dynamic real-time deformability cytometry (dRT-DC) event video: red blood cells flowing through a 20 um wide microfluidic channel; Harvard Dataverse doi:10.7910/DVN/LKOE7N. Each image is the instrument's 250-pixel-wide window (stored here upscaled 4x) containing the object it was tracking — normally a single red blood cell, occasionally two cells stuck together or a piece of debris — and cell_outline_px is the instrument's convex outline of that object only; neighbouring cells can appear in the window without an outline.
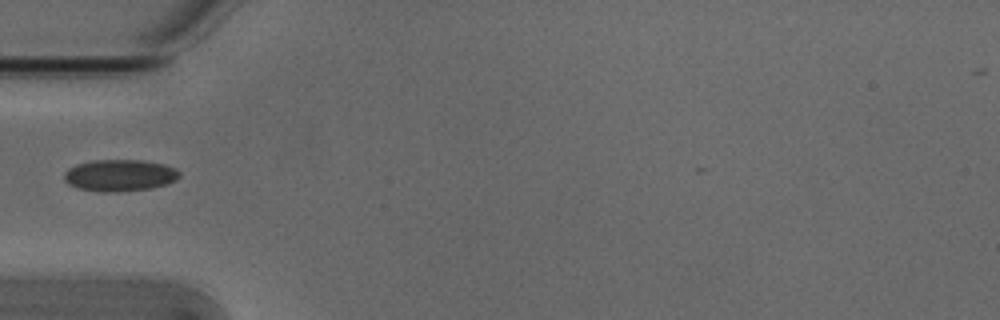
{"species": "Egyptian fruit bat (a non-hibernating species)", "species_latin": "Rousettus aegyptiacus", "temperature_condition": "cold", "stored_images_in_passage": 2, "camera_frame_rate_fps": 3000, "um_per_image_px": 0.085, "animal": {"sex": "male"}, "frame": {"image": 1, "passage_image": 1, "time_ms": 0.0, "image_size_px": [1000, 320], "cell_outline_px": [[180, 176], [176, 180], [168, 184], [152, 188], [116, 192], [100, 192], [76, 188], [68, 184], [64, 180], [64, 172], [68, 168], [76, 164], [92, 160], [144, 160], [164, 164], [176, 168], [180, 172]], "centroid_in_image_um": [10.17, 14.9], "position_along_channel_um": 74.8, "area_um2": 21.68}}